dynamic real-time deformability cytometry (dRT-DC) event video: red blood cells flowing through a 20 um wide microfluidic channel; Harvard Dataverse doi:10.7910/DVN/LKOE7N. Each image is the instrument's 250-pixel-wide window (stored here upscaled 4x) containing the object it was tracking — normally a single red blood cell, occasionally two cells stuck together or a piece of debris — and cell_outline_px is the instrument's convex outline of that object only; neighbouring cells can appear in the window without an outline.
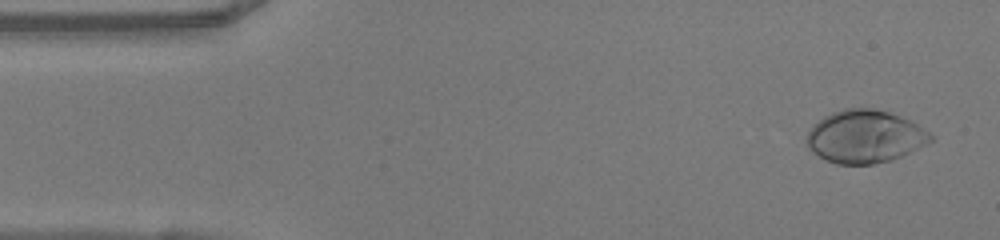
{"species": "human", "species_latin": "Homo sapiens", "temperature_condition": "warm", "stored_images_in_passage": 48, "camera_frame_rate_fps": 3000, "um_per_image_px": 0.085, "donor": {"sex": "female"}, "frame": {"image": 1, "passage_image": 2, "time_ms": 0.333, "image_size_px": [1000, 240], "cell_outline_px": [[936, 136], [932, 140], [892, 160], [872, 164], [836, 164], [812, 152], [808, 144], [808, 132], [812, 124], [824, 116], [832, 112], [844, 108], [876, 108], [900, 116], [916, 124]], "centroid_in_image_um": [73.5, 11.59], "position_along_channel_um": 11.5, "area_um2": 37.8}}
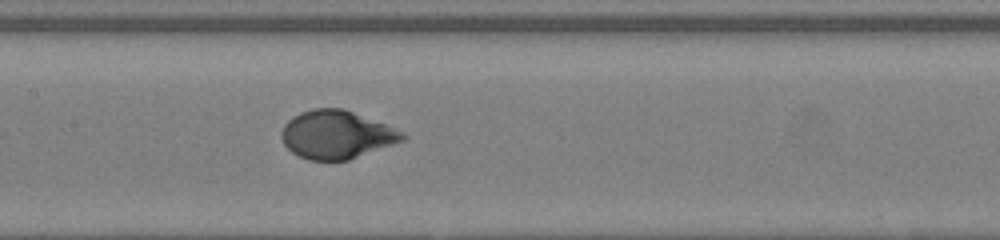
{"frame": {"image": 2, "passage_image": 22, "time_ms": 7.0, "image_size_px": [1000, 240], "cell_outline_px": [[408, 136], [404, 140], [348, 160], [308, 160], [292, 152], [284, 144], [280, 136], [280, 132], [284, 124], [292, 116], [300, 112], [312, 108], [344, 108], [404, 132]], "centroid_in_image_um": [28.57, 11.43], "position_along_channel_um": 178.8, "area_um2": 33.93}}
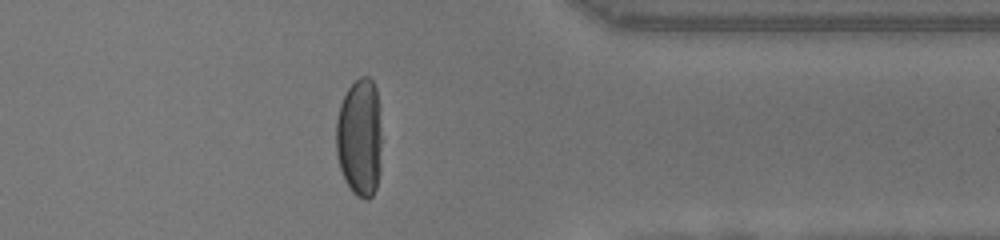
{"frame": {"image": 3, "passage_image": 38, "time_ms": 12.333, "image_size_px": [1000, 240], "cell_outline_px": [[380, 172], [376, 188], [372, 196], [368, 200], [364, 200], [356, 196], [352, 192], [344, 180], [340, 168], [336, 152], [336, 120], [340, 104], [348, 88], [360, 76], [368, 76], [372, 80], [376, 88], [380, 108]], "centroid_in_image_um": [30.57, 11.71], "position_along_channel_um": 380.8, "area_um2": 31.91}, "authors_computed_cell_mechanics": {"area_um2": 34.3332, "velocity_mm_per_s": 4.0683, "shape_relaxation_time_tau1_ms": 3.7381, "shape_relaxation_time_tau2_ms": null, "deformation_change_tau1": 0.2784, "deformation_change_tau2": null}}